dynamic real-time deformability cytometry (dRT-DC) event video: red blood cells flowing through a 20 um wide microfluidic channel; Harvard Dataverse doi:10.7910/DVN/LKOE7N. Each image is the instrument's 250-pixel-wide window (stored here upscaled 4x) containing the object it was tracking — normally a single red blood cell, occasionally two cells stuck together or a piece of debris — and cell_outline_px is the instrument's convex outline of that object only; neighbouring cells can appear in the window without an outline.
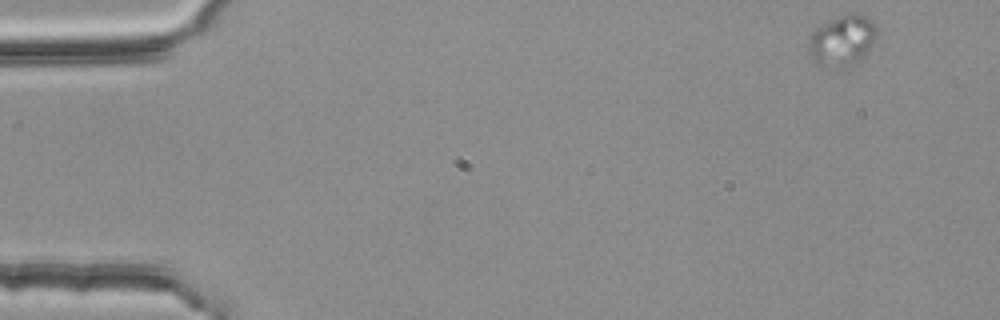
{"species": "common noctule bat (a hibernating species)", "species_latin": "Nyctalus noctula", "temperature_condition": "room temperature", "stored_images_in_passage": 5, "camera_frame_rate_fps": 3000, "um_per_image_px": 0.085, "animal": {"sex": "female", "body_mass_g": 25.1}, "frame": {"image": 1, "passage_image": 1, "time_ms": 0.0, "image_size_px": [1000, 320], "cell_outline_px": [[880, 32], [864, 56], [856, 64], [820, 64], [812, 60], [808, 48], [808, 44], [816, 28], [840, 16], [852, 12], [864, 16], [872, 20], [876, 24]], "centroid_in_image_um": [71.66, 3.39], "position_along_channel_um": 13.3, "area_um2": 19.54}}
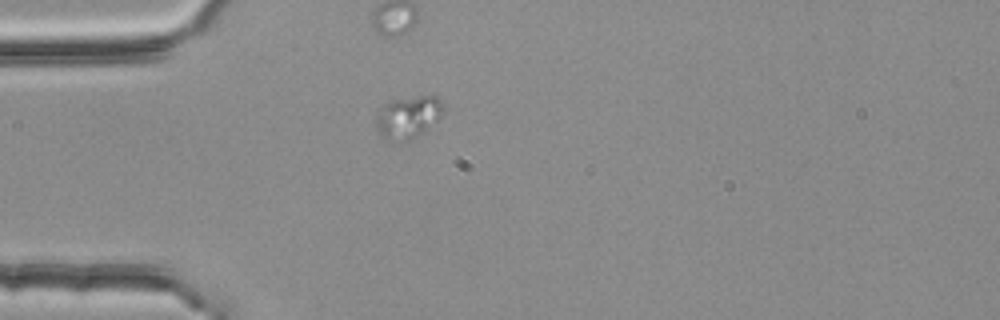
{"frame": {"image": 2, "passage_image": 4, "time_ms": 1.0, "image_size_px": [1000, 320], "cell_outline_px": [[448, 108], [436, 120], [416, 136], [408, 140], [388, 140], [376, 128], [376, 112], [384, 104], [392, 100], [420, 96], [436, 96]], "centroid_in_image_um": [34.7, 9.91], "position_along_channel_um": 50.3, "area_um2": 16.3}}